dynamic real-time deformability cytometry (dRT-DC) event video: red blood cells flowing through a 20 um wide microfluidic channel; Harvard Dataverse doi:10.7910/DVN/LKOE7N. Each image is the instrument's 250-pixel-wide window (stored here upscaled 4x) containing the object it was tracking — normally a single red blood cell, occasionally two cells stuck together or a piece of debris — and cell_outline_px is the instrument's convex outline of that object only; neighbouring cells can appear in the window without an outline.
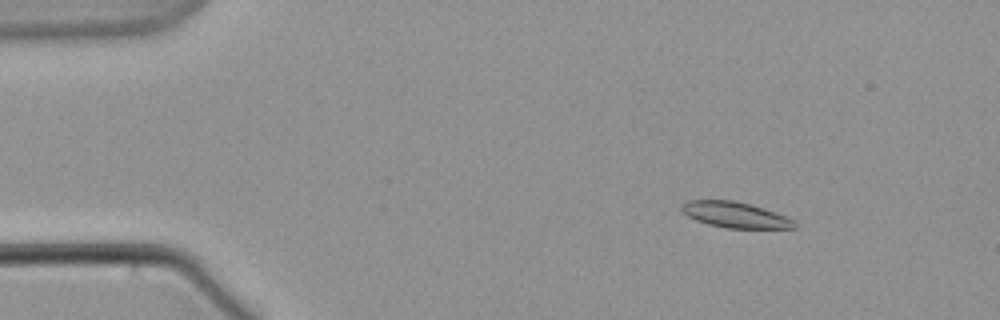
{"species": "common noctule bat (a hibernating species)", "species_latin": "Nyctalus noctula", "temperature_condition": "warm", "stored_images_in_passage": 61, "camera_frame_rate_fps": 3000, "um_per_image_px": 0.085, "animal": {"sex": "male", "body_mass_g": 21.5, "forearm_length_mm": 52.0}, "frame": {"image": 1, "passage_image": 9, "time_ms": 2.667, "image_size_px": [1000, 320], "cell_outline_px": [[800, 228], [728, 228], [708, 224], [696, 220], [680, 212], [680, 204], [688, 200], [732, 200], [752, 204], [764, 208], [784, 216], [800, 224]], "centroid_in_image_um": [62.47, 18.26], "position_along_channel_um": 22.5, "area_um2": 17.11}}
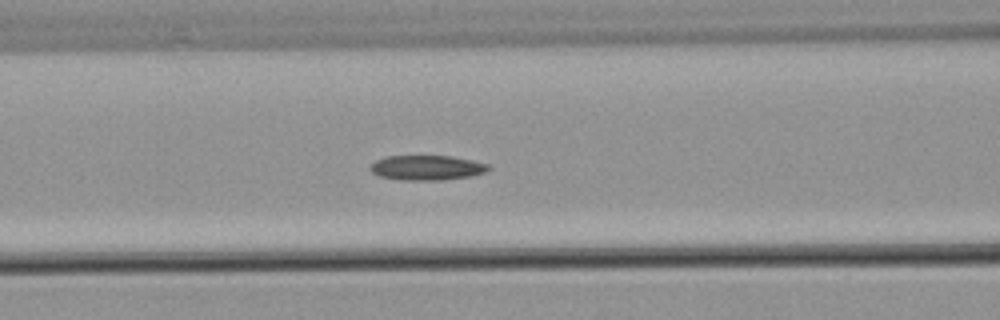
{"frame": {"image": 2, "passage_image": 26, "time_ms": 8.333, "image_size_px": [1000, 320], "cell_outline_px": [[492, 168], [488, 172], [472, 176], [444, 180], [400, 180], [380, 176], [372, 172], [368, 168], [376, 160], [384, 156], [452, 156], [472, 160], [488, 164]], "centroid_in_image_um": [36.32, 14.26], "position_along_channel_um": 130.3, "area_um2": 17.34}}
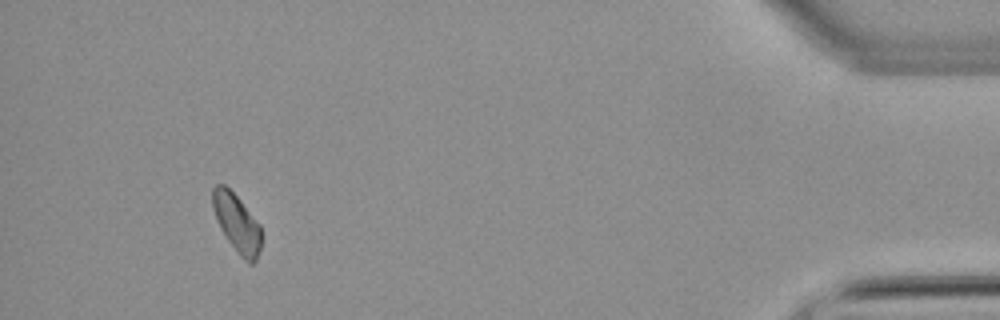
{"frame": {"image": 3, "passage_image": 57, "time_ms": 18.667, "image_size_px": [1000, 320], "cell_outline_px": [[260, 248], [256, 260], [252, 264], [248, 264], [240, 256], [228, 240], [220, 228], [216, 220], [212, 208], [212, 188], [216, 184], [224, 184], [240, 200], [260, 224]], "centroid_in_image_um": [20.11, 18.96], "position_along_channel_um": 415.1, "area_um2": 16.42}}